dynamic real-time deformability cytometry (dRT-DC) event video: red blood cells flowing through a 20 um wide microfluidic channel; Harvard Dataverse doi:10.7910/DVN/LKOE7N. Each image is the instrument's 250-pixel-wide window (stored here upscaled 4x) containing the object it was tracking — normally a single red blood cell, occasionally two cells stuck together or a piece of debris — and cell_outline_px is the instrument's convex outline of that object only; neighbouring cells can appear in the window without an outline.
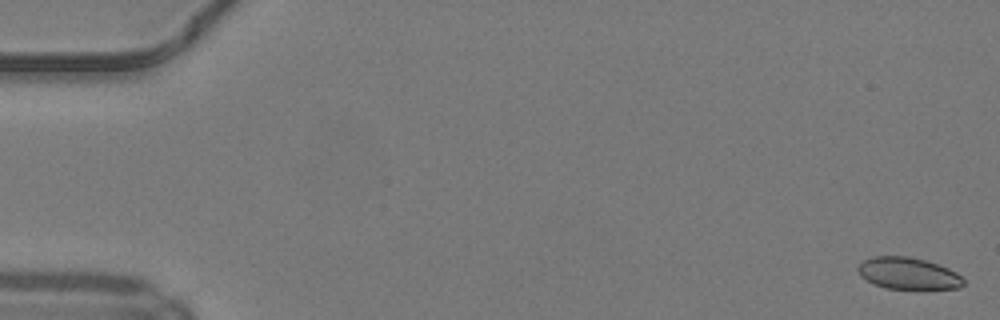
{"species": "common noctule bat (a hibernating species)", "species_latin": "Nyctalus noctula", "temperature_condition": "warm", "stored_images_in_passage": 27, "camera_frame_rate_fps": 3000, "um_per_image_px": 0.085, "animal": {"sex": "male", "body_mass_g": 19.2, "forearm_length_mm": 51.8}, "frame": {"image": 1, "passage_image": 1, "time_ms": 0.0, "image_size_px": [1000, 320], "cell_outline_px": [[964, 284], [960, 288], [924, 292], [916, 292], [884, 288], [872, 284], [860, 276], [856, 268], [864, 260], [876, 256], [908, 256], [924, 260], [948, 268], [956, 272], [964, 280]], "centroid_in_image_um": [77.22, 23.32], "position_along_channel_um": 7.8, "area_um2": 20.58}}
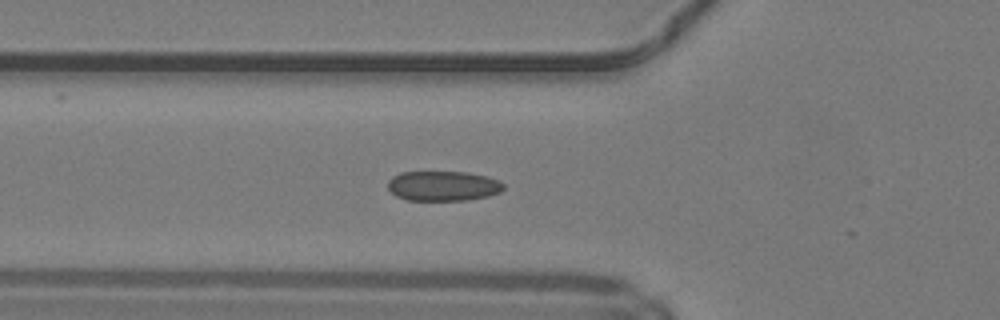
{"frame": {"image": 2, "passage_image": 18, "time_ms": 5.667, "image_size_px": [1000, 320], "cell_outline_px": [[504, 188], [500, 192], [488, 196], [468, 200], [408, 200], [396, 196], [388, 188], [388, 180], [392, 176], [400, 172], [468, 172], [500, 180], [504, 184]], "centroid_in_image_um": [37.66, 15.8], "position_along_channel_um": 88.1, "area_um2": 20.23}}
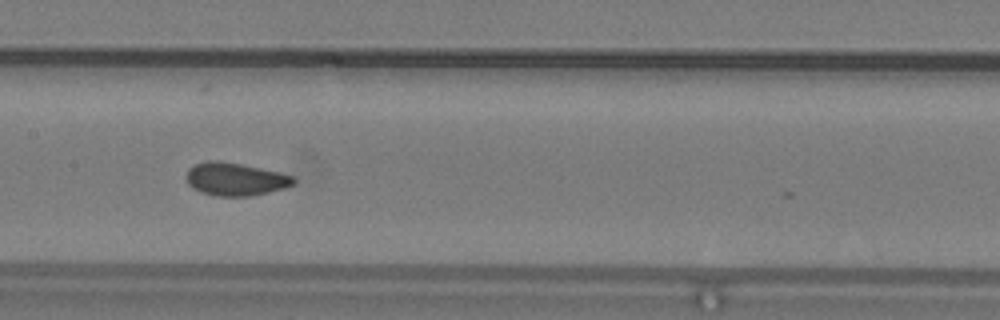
{"frame": {"image": 3, "passage_image": 25, "time_ms": 8.0, "image_size_px": [1000, 320], "cell_outline_px": [[296, 184], [284, 188], [268, 192], [248, 196], [216, 196], [200, 192], [192, 188], [188, 184], [184, 176], [188, 168], [196, 164], [208, 160], [216, 160], [240, 164], [280, 172], [296, 176]], "centroid_in_image_um": [19.99, 15.23], "position_along_channel_um": 187.4, "area_um2": 20.81}}